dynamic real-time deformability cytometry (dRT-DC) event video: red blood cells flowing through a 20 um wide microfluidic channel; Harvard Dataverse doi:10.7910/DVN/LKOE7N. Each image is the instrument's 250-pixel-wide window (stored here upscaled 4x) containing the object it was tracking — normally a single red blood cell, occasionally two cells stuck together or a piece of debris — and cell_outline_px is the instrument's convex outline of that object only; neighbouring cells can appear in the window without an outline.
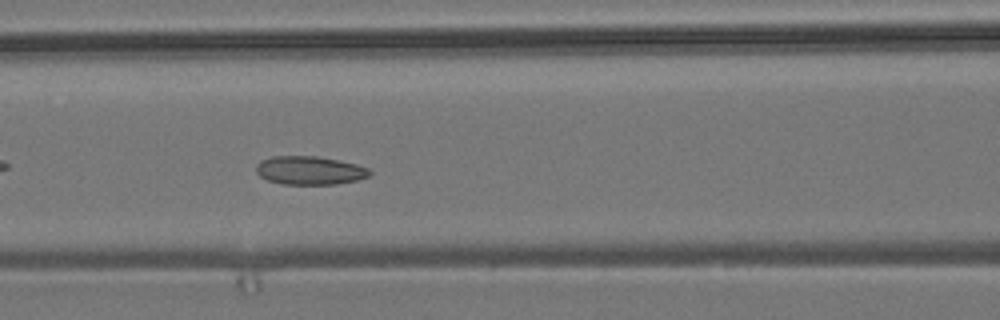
{"species": "common noctule bat (a hibernating species)", "species_latin": "Nyctalus noctula", "temperature_condition": "room temperature", "stored_images_in_passage": 34, "camera_frame_rate_fps": 3000, "um_per_image_px": 0.085, "animal": {"sex": "male", "body_mass_g": 19.2, "forearm_length_mm": 51.8}, "frame": {"image": 1, "passage_image": 10, "time_ms": 3.0, "image_size_px": [1000, 320], "cell_outline_px": [[372, 172], [368, 176], [356, 180], [336, 184], [280, 184], [268, 180], [260, 176], [256, 172], [256, 164], [260, 160], [272, 156], [316, 156], [356, 164], [368, 168]], "centroid_in_image_um": [26.28, 14.48], "position_along_channel_um": 140.3, "area_um2": 18.79}}
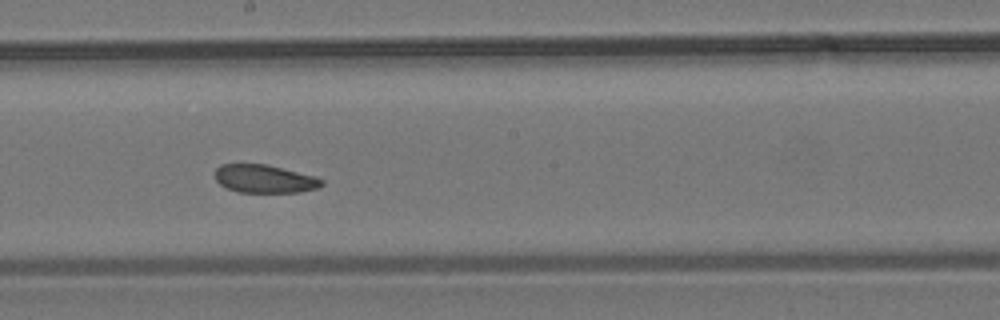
{"frame": {"image": 2, "passage_image": 17, "time_ms": 5.333, "image_size_px": [1000, 320], "cell_outline_px": [[324, 184], [320, 188], [300, 192], [236, 192], [220, 184], [216, 180], [216, 168], [220, 164], [268, 164], [316, 176], [324, 180]], "centroid_in_image_um": [22.54, 15.2], "position_along_channel_um": 225.7, "area_um2": 17.69}}
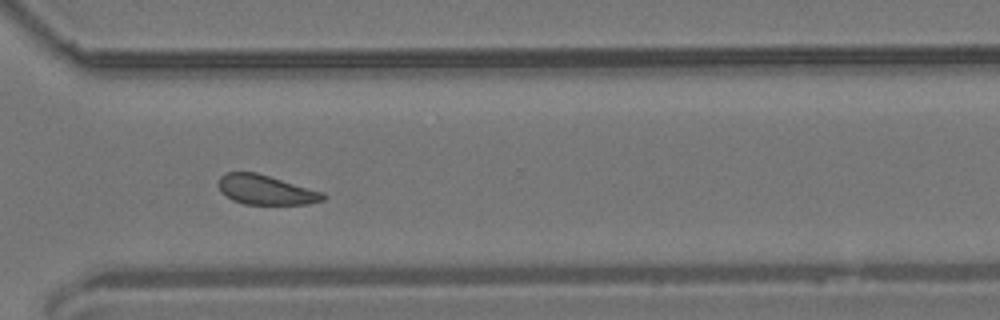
{"frame": {"image": 3, "passage_image": 27, "time_ms": 8.667, "image_size_px": [1000, 320], "cell_outline_px": [[328, 196], [324, 200], [308, 204], [244, 204], [232, 200], [220, 192], [220, 176], [228, 172], [256, 172], [324, 192]], "centroid_in_image_um": [22.63, 16.14], "position_along_channel_um": 348.0, "area_um2": 18.03}, "authors_computed_cell_mechanics": {"area_um2": 18.4093, "velocity_mm_per_s": 3.6801, "shape_relaxation_time_tau1_ms": 7.0981, "shape_relaxation_time_tau2_ms": 7.0793, "deformation_change_tau1": 0.0866, "deformation_change_tau2": 0.1431}}